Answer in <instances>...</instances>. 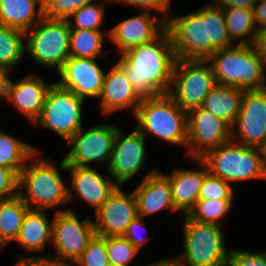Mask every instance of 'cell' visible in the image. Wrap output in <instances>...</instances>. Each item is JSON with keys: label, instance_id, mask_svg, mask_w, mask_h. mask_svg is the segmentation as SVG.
<instances>
[{"label": "cell", "instance_id": "4", "mask_svg": "<svg viewBox=\"0 0 266 266\" xmlns=\"http://www.w3.org/2000/svg\"><path fill=\"white\" fill-rule=\"evenodd\" d=\"M53 162L37 157L19 173L18 195L30 209L45 210L69 202L67 184ZM22 186L26 187L25 194L20 191Z\"/></svg>", "mask_w": 266, "mask_h": 266}, {"label": "cell", "instance_id": "43", "mask_svg": "<svg viewBox=\"0 0 266 266\" xmlns=\"http://www.w3.org/2000/svg\"><path fill=\"white\" fill-rule=\"evenodd\" d=\"M250 45L253 47L256 56L266 69V27L258 29Z\"/></svg>", "mask_w": 266, "mask_h": 266}, {"label": "cell", "instance_id": "44", "mask_svg": "<svg viewBox=\"0 0 266 266\" xmlns=\"http://www.w3.org/2000/svg\"><path fill=\"white\" fill-rule=\"evenodd\" d=\"M257 2L258 0H214L211 4L222 10L233 7L253 10Z\"/></svg>", "mask_w": 266, "mask_h": 266}, {"label": "cell", "instance_id": "27", "mask_svg": "<svg viewBox=\"0 0 266 266\" xmlns=\"http://www.w3.org/2000/svg\"><path fill=\"white\" fill-rule=\"evenodd\" d=\"M30 208L16 195L0 201V247L18 238L24 217Z\"/></svg>", "mask_w": 266, "mask_h": 266}, {"label": "cell", "instance_id": "8", "mask_svg": "<svg viewBox=\"0 0 266 266\" xmlns=\"http://www.w3.org/2000/svg\"><path fill=\"white\" fill-rule=\"evenodd\" d=\"M70 32L68 20L52 19L44 16L25 36L26 53L39 65L56 67L57 71L70 57Z\"/></svg>", "mask_w": 266, "mask_h": 266}, {"label": "cell", "instance_id": "19", "mask_svg": "<svg viewBox=\"0 0 266 266\" xmlns=\"http://www.w3.org/2000/svg\"><path fill=\"white\" fill-rule=\"evenodd\" d=\"M166 29L164 19L154 18L148 11L119 22L108 32L120 55L125 51L149 43L157 38Z\"/></svg>", "mask_w": 266, "mask_h": 266}, {"label": "cell", "instance_id": "30", "mask_svg": "<svg viewBox=\"0 0 266 266\" xmlns=\"http://www.w3.org/2000/svg\"><path fill=\"white\" fill-rule=\"evenodd\" d=\"M25 33L21 30L0 24V67L9 72L26 53Z\"/></svg>", "mask_w": 266, "mask_h": 266}, {"label": "cell", "instance_id": "38", "mask_svg": "<svg viewBox=\"0 0 266 266\" xmlns=\"http://www.w3.org/2000/svg\"><path fill=\"white\" fill-rule=\"evenodd\" d=\"M91 1L93 0H43L44 16L68 20L74 12Z\"/></svg>", "mask_w": 266, "mask_h": 266}, {"label": "cell", "instance_id": "11", "mask_svg": "<svg viewBox=\"0 0 266 266\" xmlns=\"http://www.w3.org/2000/svg\"><path fill=\"white\" fill-rule=\"evenodd\" d=\"M166 18V29L171 35L176 59L207 60L217 51L207 41L203 7L186 15Z\"/></svg>", "mask_w": 266, "mask_h": 266}, {"label": "cell", "instance_id": "6", "mask_svg": "<svg viewBox=\"0 0 266 266\" xmlns=\"http://www.w3.org/2000/svg\"><path fill=\"white\" fill-rule=\"evenodd\" d=\"M184 254L175 257L180 266H227L229 253L225 247L221 225L202 223L183 217Z\"/></svg>", "mask_w": 266, "mask_h": 266}, {"label": "cell", "instance_id": "5", "mask_svg": "<svg viewBox=\"0 0 266 266\" xmlns=\"http://www.w3.org/2000/svg\"><path fill=\"white\" fill-rule=\"evenodd\" d=\"M200 159L211 174L228 183L254 179L266 180V167L257 147H248L231 140L208 151Z\"/></svg>", "mask_w": 266, "mask_h": 266}, {"label": "cell", "instance_id": "17", "mask_svg": "<svg viewBox=\"0 0 266 266\" xmlns=\"http://www.w3.org/2000/svg\"><path fill=\"white\" fill-rule=\"evenodd\" d=\"M60 87L72 91L76 96L99 98L105 73L96 58L69 57L58 70Z\"/></svg>", "mask_w": 266, "mask_h": 266}, {"label": "cell", "instance_id": "29", "mask_svg": "<svg viewBox=\"0 0 266 266\" xmlns=\"http://www.w3.org/2000/svg\"><path fill=\"white\" fill-rule=\"evenodd\" d=\"M222 11L230 39L233 41V39L239 38L238 44H251L258 31L253 10L233 7L225 8ZM245 37L248 39H243Z\"/></svg>", "mask_w": 266, "mask_h": 266}, {"label": "cell", "instance_id": "1", "mask_svg": "<svg viewBox=\"0 0 266 266\" xmlns=\"http://www.w3.org/2000/svg\"><path fill=\"white\" fill-rule=\"evenodd\" d=\"M172 38L165 29L153 41L133 47L116 63L141 98L168 94L176 62Z\"/></svg>", "mask_w": 266, "mask_h": 266}, {"label": "cell", "instance_id": "49", "mask_svg": "<svg viewBox=\"0 0 266 266\" xmlns=\"http://www.w3.org/2000/svg\"><path fill=\"white\" fill-rule=\"evenodd\" d=\"M260 153L263 157V163L266 167V139L265 141L262 143V145L259 147Z\"/></svg>", "mask_w": 266, "mask_h": 266}, {"label": "cell", "instance_id": "48", "mask_svg": "<svg viewBox=\"0 0 266 266\" xmlns=\"http://www.w3.org/2000/svg\"><path fill=\"white\" fill-rule=\"evenodd\" d=\"M145 266H180L176 258L161 259Z\"/></svg>", "mask_w": 266, "mask_h": 266}, {"label": "cell", "instance_id": "34", "mask_svg": "<svg viewBox=\"0 0 266 266\" xmlns=\"http://www.w3.org/2000/svg\"><path fill=\"white\" fill-rule=\"evenodd\" d=\"M103 3H93L92 1L74 12V21L68 19L71 29L102 30L100 27L104 22L105 11Z\"/></svg>", "mask_w": 266, "mask_h": 266}, {"label": "cell", "instance_id": "39", "mask_svg": "<svg viewBox=\"0 0 266 266\" xmlns=\"http://www.w3.org/2000/svg\"><path fill=\"white\" fill-rule=\"evenodd\" d=\"M227 266H266L265 253H251L243 250H230Z\"/></svg>", "mask_w": 266, "mask_h": 266}, {"label": "cell", "instance_id": "46", "mask_svg": "<svg viewBox=\"0 0 266 266\" xmlns=\"http://www.w3.org/2000/svg\"><path fill=\"white\" fill-rule=\"evenodd\" d=\"M13 266H56L49 259H18Z\"/></svg>", "mask_w": 266, "mask_h": 266}, {"label": "cell", "instance_id": "16", "mask_svg": "<svg viewBox=\"0 0 266 266\" xmlns=\"http://www.w3.org/2000/svg\"><path fill=\"white\" fill-rule=\"evenodd\" d=\"M95 216L93 225L96 235L123 236L128 225L138 216L134 193H124L118 186L95 212Z\"/></svg>", "mask_w": 266, "mask_h": 266}, {"label": "cell", "instance_id": "7", "mask_svg": "<svg viewBox=\"0 0 266 266\" xmlns=\"http://www.w3.org/2000/svg\"><path fill=\"white\" fill-rule=\"evenodd\" d=\"M52 223L51 244L55 247L57 257L50 254L27 255L19 259H49L56 266H73L96 234L93 220L87 218L80 221L72 210H57Z\"/></svg>", "mask_w": 266, "mask_h": 266}, {"label": "cell", "instance_id": "18", "mask_svg": "<svg viewBox=\"0 0 266 266\" xmlns=\"http://www.w3.org/2000/svg\"><path fill=\"white\" fill-rule=\"evenodd\" d=\"M60 168L71 172L72 189L68 188L69 202L78 196L92 206L95 212L119 186L111 176L107 179L90 166H67L63 159Z\"/></svg>", "mask_w": 266, "mask_h": 266}, {"label": "cell", "instance_id": "32", "mask_svg": "<svg viewBox=\"0 0 266 266\" xmlns=\"http://www.w3.org/2000/svg\"><path fill=\"white\" fill-rule=\"evenodd\" d=\"M203 20H207V41L216 50L233 46L234 41L229 37L222 9L209 2L203 6Z\"/></svg>", "mask_w": 266, "mask_h": 266}, {"label": "cell", "instance_id": "36", "mask_svg": "<svg viewBox=\"0 0 266 266\" xmlns=\"http://www.w3.org/2000/svg\"><path fill=\"white\" fill-rule=\"evenodd\" d=\"M108 263L106 237L95 234L73 266H106Z\"/></svg>", "mask_w": 266, "mask_h": 266}, {"label": "cell", "instance_id": "26", "mask_svg": "<svg viewBox=\"0 0 266 266\" xmlns=\"http://www.w3.org/2000/svg\"><path fill=\"white\" fill-rule=\"evenodd\" d=\"M52 224L45 216L44 210L29 209L15 241L28 252H40L48 241L52 242Z\"/></svg>", "mask_w": 266, "mask_h": 266}, {"label": "cell", "instance_id": "40", "mask_svg": "<svg viewBox=\"0 0 266 266\" xmlns=\"http://www.w3.org/2000/svg\"><path fill=\"white\" fill-rule=\"evenodd\" d=\"M18 183L19 176L13 170L0 167V201L18 195Z\"/></svg>", "mask_w": 266, "mask_h": 266}, {"label": "cell", "instance_id": "37", "mask_svg": "<svg viewBox=\"0 0 266 266\" xmlns=\"http://www.w3.org/2000/svg\"><path fill=\"white\" fill-rule=\"evenodd\" d=\"M214 199H233V187L228 182L208 172L203 179L199 200Z\"/></svg>", "mask_w": 266, "mask_h": 266}, {"label": "cell", "instance_id": "2", "mask_svg": "<svg viewBox=\"0 0 266 266\" xmlns=\"http://www.w3.org/2000/svg\"><path fill=\"white\" fill-rule=\"evenodd\" d=\"M234 45L217 50L207 59L217 84L243 90L266 88V69L253 47L250 44Z\"/></svg>", "mask_w": 266, "mask_h": 266}, {"label": "cell", "instance_id": "45", "mask_svg": "<svg viewBox=\"0 0 266 266\" xmlns=\"http://www.w3.org/2000/svg\"><path fill=\"white\" fill-rule=\"evenodd\" d=\"M253 17L258 29L266 27V0H258L253 8Z\"/></svg>", "mask_w": 266, "mask_h": 266}, {"label": "cell", "instance_id": "10", "mask_svg": "<svg viewBox=\"0 0 266 266\" xmlns=\"http://www.w3.org/2000/svg\"><path fill=\"white\" fill-rule=\"evenodd\" d=\"M84 99L53 82L49 88L39 119L34 123L69 140L82 128Z\"/></svg>", "mask_w": 266, "mask_h": 266}, {"label": "cell", "instance_id": "12", "mask_svg": "<svg viewBox=\"0 0 266 266\" xmlns=\"http://www.w3.org/2000/svg\"><path fill=\"white\" fill-rule=\"evenodd\" d=\"M118 128L112 123L98 124L86 130L83 127L67 142L71 151L63 159L67 166H90L89 162L110 163Z\"/></svg>", "mask_w": 266, "mask_h": 266}, {"label": "cell", "instance_id": "25", "mask_svg": "<svg viewBox=\"0 0 266 266\" xmlns=\"http://www.w3.org/2000/svg\"><path fill=\"white\" fill-rule=\"evenodd\" d=\"M243 93V89L216 84L205 97L201 107L232 127L241 109Z\"/></svg>", "mask_w": 266, "mask_h": 266}, {"label": "cell", "instance_id": "9", "mask_svg": "<svg viewBox=\"0 0 266 266\" xmlns=\"http://www.w3.org/2000/svg\"><path fill=\"white\" fill-rule=\"evenodd\" d=\"M207 60L177 59L168 95L184 111L201 107L205 97L217 84Z\"/></svg>", "mask_w": 266, "mask_h": 266}, {"label": "cell", "instance_id": "14", "mask_svg": "<svg viewBox=\"0 0 266 266\" xmlns=\"http://www.w3.org/2000/svg\"><path fill=\"white\" fill-rule=\"evenodd\" d=\"M234 126H237V130H234ZM236 138L240 139L239 144L257 148L265 141L266 88L244 90L241 109L231 127L232 141Z\"/></svg>", "mask_w": 266, "mask_h": 266}, {"label": "cell", "instance_id": "22", "mask_svg": "<svg viewBox=\"0 0 266 266\" xmlns=\"http://www.w3.org/2000/svg\"><path fill=\"white\" fill-rule=\"evenodd\" d=\"M99 99L104 115L127 108H131L135 114L142 100L124 71L116 63L104 75Z\"/></svg>", "mask_w": 266, "mask_h": 266}, {"label": "cell", "instance_id": "35", "mask_svg": "<svg viewBox=\"0 0 266 266\" xmlns=\"http://www.w3.org/2000/svg\"><path fill=\"white\" fill-rule=\"evenodd\" d=\"M106 249L109 263L115 266H128L139 251L124 236L106 237Z\"/></svg>", "mask_w": 266, "mask_h": 266}, {"label": "cell", "instance_id": "24", "mask_svg": "<svg viewBox=\"0 0 266 266\" xmlns=\"http://www.w3.org/2000/svg\"><path fill=\"white\" fill-rule=\"evenodd\" d=\"M37 6L38 10H36ZM43 17V0H0V24L2 25L26 33Z\"/></svg>", "mask_w": 266, "mask_h": 266}, {"label": "cell", "instance_id": "15", "mask_svg": "<svg viewBox=\"0 0 266 266\" xmlns=\"http://www.w3.org/2000/svg\"><path fill=\"white\" fill-rule=\"evenodd\" d=\"M145 159V137L136 128L125 137L118 128L108 163V175L122 186L140 171Z\"/></svg>", "mask_w": 266, "mask_h": 266}, {"label": "cell", "instance_id": "33", "mask_svg": "<svg viewBox=\"0 0 266 266\" xmlns=\"http://www.w3.org/2000/svg\"><path fill=\"white\" fill-rule=\"evenodd\" d=\"M232 203L233 199L198 200L187 216L198 222L220 225V220L230 211Z\"/></svg>", "mask_w": 266, "mask_h": 266}, {"label": "cell", "instance_id": "41", "mask_svg": "<svg viewBox=\"0 0 266 266\" xmlns=\"http://www.w3.org/2000/svg\"><path fill=\"white\" fill-rule=\"evenodd\" d=\"M113 1H121L125 4L132 5L138 7V9H143V11L155 10V12H159L162 16L165 17L169 12L170 2L171 0H113Z\"/></svg>", "mask_w": 266, "mask_h": 266}, {"label": "cell", "instance_id": "31", "mask_svg": "<svg viewBox=\"0 0 266 266\" xmlns=\"http://www.w3.org/2000/svg\"><path fill=\"white\" fill-rule=\"evenodd\" d=\"M102 30L71 29L69 52L71 57L97 58L102 51L105 35Z\"/></svg>", "mask_w": 266, "mask_h": 266}, {"label": "cell", "instance_id": "3", "mask_svg": "<svg viewBox=\"0 0 266 266\" xmlns=\"http://www.w3.org/2000/svg\"><path fill=\"white\" fill-rule=\"evenodd\" d=\"M136 129L145 137L147 133L169 144L187 147L188 112L181 109L168 94L142 98L134 114Z\"/></svg>", "mask_w": 266, "mask_h": 266}, {"label": "cell", "instance_id": "42", "mask_svg": "<svg viewBox=\"0 0 266 266\" xmlns=\"http://www.w3.org/2000/svg\"><path fill=\"white\" fill-rule=\"evenodd\" d=\"M142 217L141 216H137L135 217L132 222L128 225L127 231L126 233L123 235L128 241H130L138 250H140V248L143 246V244L145 243V241H147L143 236H141L140 233V229L145 228L143 227V221H142ZM140 235V236H139Z\"/></svg>", "mask_w": 266, "mask_h": 266}, {"label": "cell", "instance_id": "28", "mask_svg": "<svg viewBox=\"0 0 266 266\" xmlns=\"http://www.w3.org/2000/svg\"><path fill=\"white\" fill-rule=\"evenodd\" d=\"M39 152L28 143L0 131V167L11 169L19 176L26 161Z\"/></svg>", "mask_w": 266, "mask_h": 266}, {"label": "cell", "instance_id": "13", "mask_svg": "<svg viewBox=\"0 0 266 266\" xmlns=\"http://www.w3.org/2000/svg\"><path fill=\"white\" fill-rule=\"evenodd\" d=\"M231 126L210 111L198 107L188 112V156L200 159L208 151L230 142Z\"/></svg>", "mask_w": 266, "mask_h": 266}, {"label": "cell", "instance_id": "23", "mask_svg": "<svg viewBox=\"0 0 266 266\" xmlns=\"http://www.w3.org/2000/svg\"><path fill=\"white\" fill-rule=\"evenodd\" d=\"M203 169L186 170L174 169L171 175H165L169 179L174 206L182 215H188L199 200V192L203 179L209 172L208 167L201 159H196Z\"/></svg>", "mask_w": 266, "mask_h": 266}, {"label": "cell", "instance_id": "50", "mask_svg": "<svg viewBox=\"0 0 266 266\" xmlns=\"http://www.w3.org/2000/svg\"><path fill=\"white\" fill-rule=\"evenodd\" d=\"M106 266H115V265L112 263H108Z\"/></svg>", "mask_w": 266, "mask_h": 266}, {"label": "cell", "instance_id": "20", "mask_svg": "<svg viewBox=\"0 0 266 266\" xmlns=\"http://www.w3.org/2000/svg\"><path fill=\"white\" fill-rule=\"evenodd\" d=\"M52 84H46L42 77L34 74L15 83L9 77L6 100L34 124L41 115L46 94Z\"/></svg>", "mask_w": 266, "mask_h": 266}, {"label": "cell", "instance_id": "47", "mask_svg": "<svg viewBox=\"0 0 266 266\" xmlns=\"http://www.w3.org/2000/svg\"><path fill=\"white\" fill-rule=\"evenodd\" d=\"M9 73L7 69L0 67V99L6 98Z\"/></svg>", "mask_w": 266, "mask_h": 266}, {"label": "cell", "instance_id": "21", "mask_svg": "<svg viewBox=\"0 0 266 266\" xmlns=\"http://www.w3.org/2000/svg\"><path fill=\"white\" fill-rule=\"evenodd\" d=\"M133 193L137 213L142 218L166 208L170 212H178L174 206L169 179L158 169L148 172Z\"/></svg>", "mask_w": 266, "mask_h": 266}]
</instances>
